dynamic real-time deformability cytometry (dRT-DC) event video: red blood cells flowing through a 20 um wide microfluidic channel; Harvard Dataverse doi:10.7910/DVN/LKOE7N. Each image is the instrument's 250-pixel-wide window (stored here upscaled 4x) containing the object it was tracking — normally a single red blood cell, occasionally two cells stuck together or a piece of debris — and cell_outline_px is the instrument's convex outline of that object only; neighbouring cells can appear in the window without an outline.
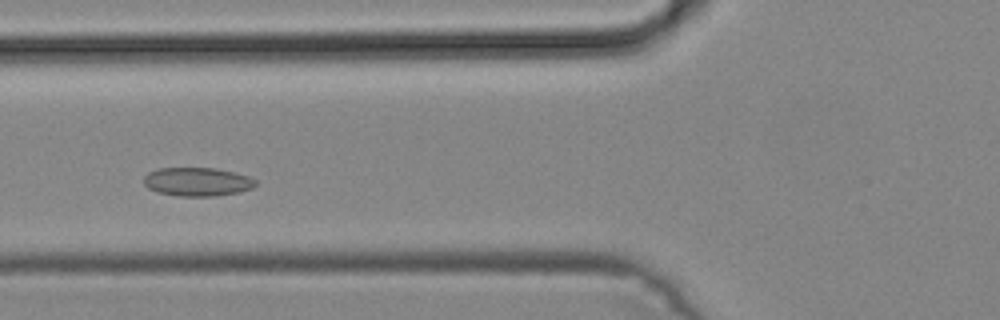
{"species": "common noctule bat (a hibernating species)", "species_latin": "Nyctalus noctula", "temperature_condition": "cold", "stored_images_in_passage": 33, "camera_frame_rate_fps": 3000, "um_per_image_px": 0.085, "animal": {"sex": "male", "body_mass_g": 19.2, "forearm_length_mm": 51.8}, "frame": {"image": 1, "passage_image": 5, "time_ms": 1.333, "image_size_px": [1000, 320], "cell_outline_px": [[256, 184], [252, 188], [236, 192], [216, 196], [180, 196], [156, 192], [148, 188], [144, 184], [144, 176], [148, 172], [160, 168], [216, 168], [248, 176], [256, 180]], "centroid_in_image_um": [16.74, 15.45], "position_along_channel_um": 109.1, "area_um2": 18.55}}
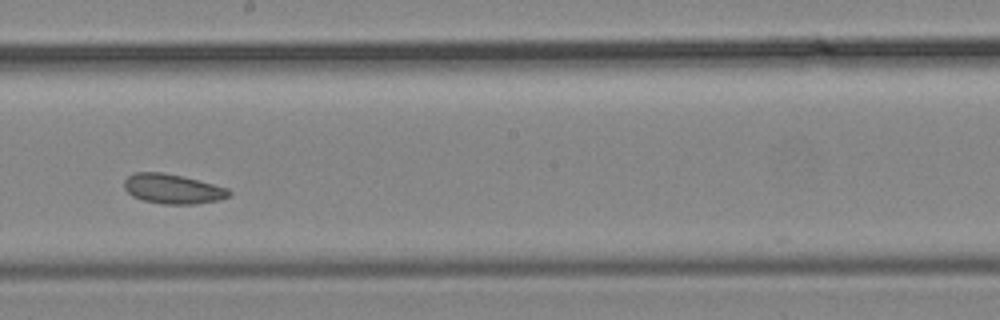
{"frame": {"image": 2, "passage_image": 14, "time_ms": 4.333, "image_size_px": [1000, 320], "cell_outline_px": [[232, 192], [228, 196], [220, 200], [196, 204], [164, 204], [144, 200], [132, 196], [124, 188], [124, 180], [128, 176], [136, 172], [164, 172], [228, 188]], "centroid_in_image_um": [14.67, 16.06], "position_along_channel_um": 233.5, "area_um2": 17.98}}
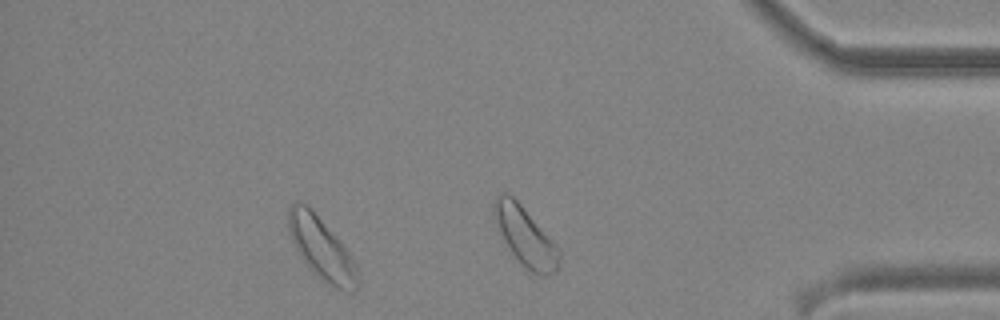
{"frame": {"image": 3, "passage_image": 27, "time_ms": 8.667, "image_size_px": [1000, 320], "cell_outline_px": [[360, 284], [352, 292], [348, 292], [336, 288], [328, 284], [312, 272], [304, 264], [288, 232], [288, 208], [292, 204], [304, 204], [320, 220], [348, 252], [356, 264], [360, 272]], "centroid_in_image_um": [27.35, 21.23], "position_along_channel_um": 407.9, "area_um2": 24.51}}